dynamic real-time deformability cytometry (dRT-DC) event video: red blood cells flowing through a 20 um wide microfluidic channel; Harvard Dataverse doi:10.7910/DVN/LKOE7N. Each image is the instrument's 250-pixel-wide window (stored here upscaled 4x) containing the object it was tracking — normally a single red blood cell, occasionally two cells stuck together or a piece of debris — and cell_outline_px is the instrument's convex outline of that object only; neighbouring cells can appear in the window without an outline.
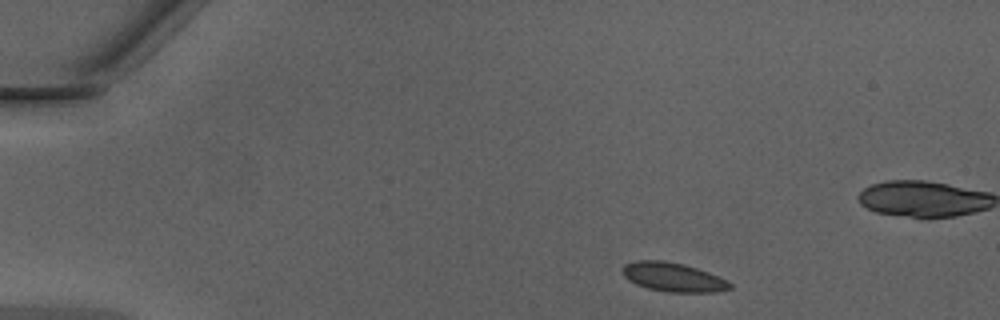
{"species": "Egyptian fruit bat (a non-hibernating species)", "species_latin": "Rousettus aegyptiacus", "temperature_condition": "warm", "stored_images_in_passage": 42, "camera_frame_rate_fps": 3000, "um_per_image_px": 0.085, "animal": {"sex": "male"}, "frame": {"image": 1, "passage_image": 1, "time_ms": 0.0, "image_size_px": [1000, 320], "cell_outline_px": [[732, 288], [712, 292], [668, 292], [648, 288], [636, 284], [628, 280], [624, 276], [620, 268], [624, 264], [636, 260], [664, 260], [696, 268], [708, 272], [728, 280], [732, 284]], "centroid_in_image_um": [57.18, 23.55], "position_along_channel_um": 27.8, "area_um2": 18.15}}
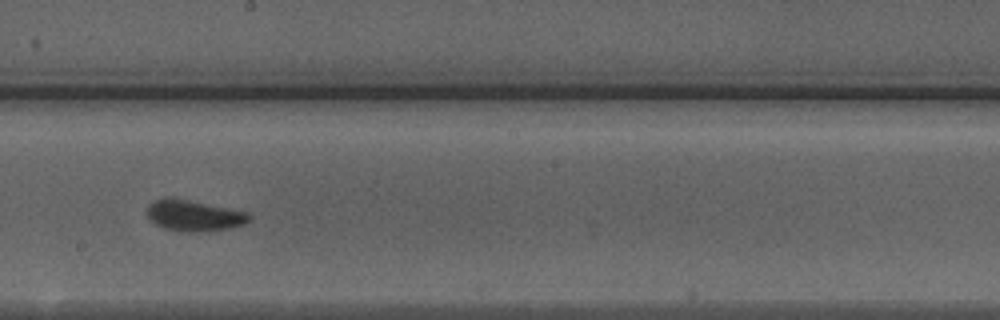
{"frame": {"image": 2, "passage_image": 21, "time_ms": 6.667, "image_size_px": [1000, 320], "cell_outline_px": [[252, 220], [244, 224], [228, 228], [200, 232], [188, 232], [164, 228], [156, 224], [148, 216], [148, 204], [156, 200], [184, 200], [248, 212], [252, 216]], "centroid_in_image_um": [16.56, 18.37], "position_along_channel_um": 231.6, "area_um2": 17.69}}
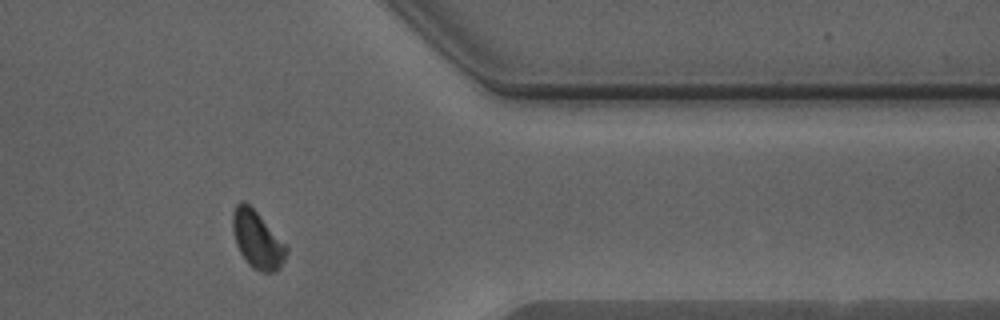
{"frame": {"image": 3, "passage_image": 33, "time_ms": 10.667, "image_size_px": [1000, 320], "cell_outline_px": [[288, 252], [280, 268], [272, 272], [260, 272], [252, 268], [248, 264], [240, 252], [236, 244], [232, 228], [232, 212], [236, 204], [240, 200], [244, 200], [256, 212], [288, 248]], "centroid_in_image_um": [21.84, 20.38], "position_along_channel_um": 389.6, "area_um2": 17.74}, "authors_computed_cell_mechanics": {"area_um2": 17.7735, "velocity_mm_per_s": 4.2852, "shape_relaxation_time_tau1_ms": 3.4135, "shape_relaxation_time_tau2_ms": null, "deformation_change_tau1": 0.0889, "deformation_change_tau2": null}}